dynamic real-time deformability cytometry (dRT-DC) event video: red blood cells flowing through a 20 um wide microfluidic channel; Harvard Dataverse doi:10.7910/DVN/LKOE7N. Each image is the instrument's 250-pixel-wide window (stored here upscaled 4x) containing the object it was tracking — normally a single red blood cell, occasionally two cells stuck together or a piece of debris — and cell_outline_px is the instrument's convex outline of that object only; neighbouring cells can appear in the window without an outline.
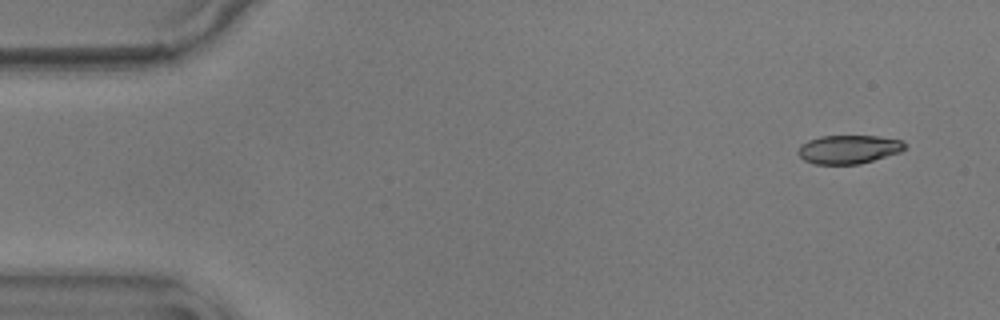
{"species": "common noctule bat (a hibernating species)", "species_latin": "Nyctalus noctula", "temperature_condition": "warm", "stored_images_in_passage": 9, "camera_frame_rate_fps": 3000, "um_per_image_px": 0.085, "animal": {"sex": "male", "body_mass_g": 17.9}, "frame": {"image": 1, "passage_image": 1, "time_ms": 0.0, "image_size_px": [1000, 320], "cell_outline_px": [[908, 148], [900, 152], [860, 164], [812, 164], [804, 160], [796, 152], [800, 144], [808, 140], [820, 136], [876, 136], [900, 140]], "centroid_in_image_um": [72.09, 12.7], "position_along_channel_um": 12.9, "area_um2": 17.86}}